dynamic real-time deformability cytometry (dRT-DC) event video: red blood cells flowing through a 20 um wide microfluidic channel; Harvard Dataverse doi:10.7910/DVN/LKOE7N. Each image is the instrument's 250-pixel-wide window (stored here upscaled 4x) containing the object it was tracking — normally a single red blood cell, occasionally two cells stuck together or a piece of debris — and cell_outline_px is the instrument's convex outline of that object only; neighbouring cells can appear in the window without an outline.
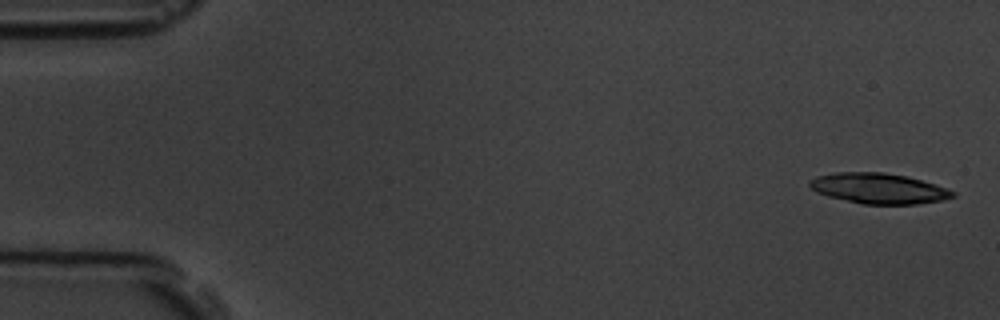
{"species": "common noctule bat (a hibernating species)", "species_latin": "Nyctalus noctula", "temperature_condition": "room temperature", "stored_images_in_passage": 5, "camera_frame_rate_fps": 3000, "um_per_image_px": 0.085, "animal": {"sex": "male", "body_mass_g": 19.5, "forearm_length_mm": 54.6}, "frame": {"image": 1, "passage_image": 1, "time_ms": 0.0, "image_size_px": [1000, 320], "cell_outline_px": [[956, 196], [944, 200], [916, 204], [864, 204], [828, 196], [816, 192], [808, 184], [808, 180], [816, 176], [836, 172], [884, 172], [908, 176], [956, 192]], "centroid_in_image_um": [74.66, 16.01], "position_along_channel_um": 10.3, "area_um2": 25.32}}